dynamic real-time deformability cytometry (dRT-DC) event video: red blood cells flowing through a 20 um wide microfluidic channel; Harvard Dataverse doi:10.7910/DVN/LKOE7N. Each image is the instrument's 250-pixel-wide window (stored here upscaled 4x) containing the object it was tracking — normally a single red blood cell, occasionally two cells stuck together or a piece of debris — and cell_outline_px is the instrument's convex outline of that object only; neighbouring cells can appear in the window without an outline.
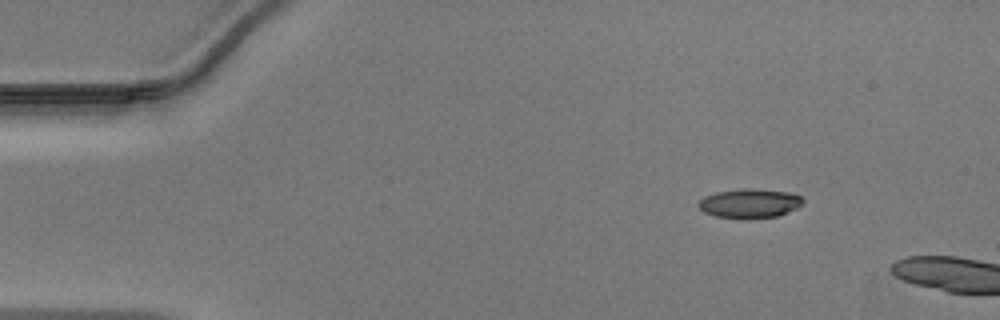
{"species": "Egyptian fruit bat (a non-hibernating species)", "species_latin": "Rousettus aegyptiacus", "temperature_condition": "warm", "stored_images_in_passage": 9, "camera_frame_rate_fps": 3000, "um_per_image_px": 0.085, "animal": {"sex": "male"}, "frame": {"image": 1, "passage_image": 6, "time_ms": 1.667, "image_size_px": [1000, 320], "cell_outline_px": [[804, 204], [780, 216], [748, 220], [740, 220], [716, 216], [704, 212], [696, 204], [704, 196], [716, 192], [744, 188], [752, 188], [792, 192], [800, 196], [804, 200]], "centroid_in_image_um": [63.74, 17.3], "position_along_channel_um": 21.3, "area_um2": 18.38}}